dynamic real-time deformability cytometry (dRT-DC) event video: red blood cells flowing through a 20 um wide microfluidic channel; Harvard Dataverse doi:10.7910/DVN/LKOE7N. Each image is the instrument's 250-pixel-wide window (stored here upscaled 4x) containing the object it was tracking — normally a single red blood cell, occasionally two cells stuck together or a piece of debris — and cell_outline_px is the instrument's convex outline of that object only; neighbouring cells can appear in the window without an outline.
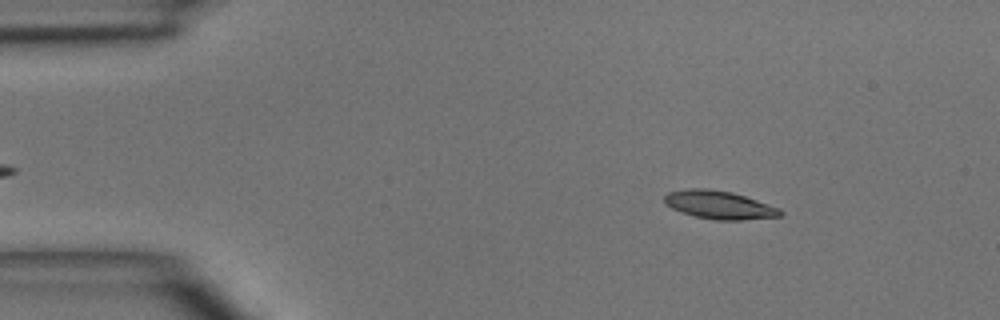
{"species": "common noctule bat (a hibernating species)", "species_latin": "Nyctalus noctula", "temperature_condition": "room temperature", "stored_images_in_passage": 3, "camera_frame_rate_fps": 3000, "um_per_image_px": 0.085, "animal": {"sex": "male", "body_mass_g": 15.6}, "frame": {"image": 1, "passage_image": 1, "time_ms": 0.0, "image_size_px": [1000, 320], "cell_outline_px": [[784, 212], [780, 216], [740, 220], [716, 220], [696, 216], [672, 208], [664, 204], [664, 196], [668, 192], [688, 188], [708, 188], [732, 192], [780, 208]], "centroid_in_image_um": [61.12, 17.4], "position_along_channel_um": 23.9, "area_um2": 18.9}}
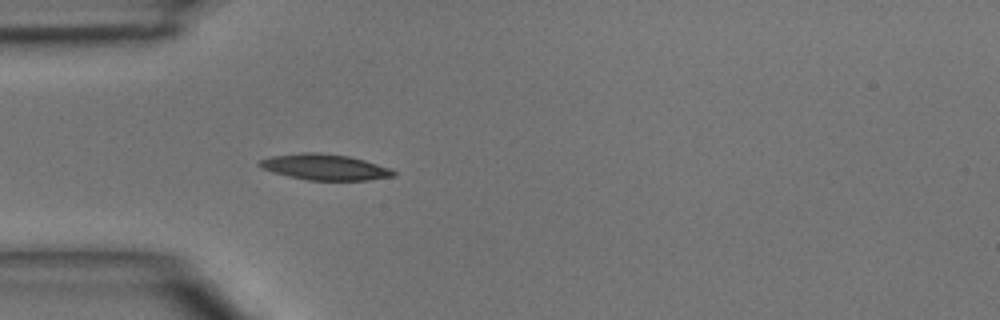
{"frame": {"image": 2, "passage_image": 3, "time_ms": 2.333, "image_size_px": [1000, 320], "cell_outline_px": [[396, 176], [368, 180], [308, 180], [288, 176], [272, 172], [260, 168], [256, 164], [260, 160], [272, 156], [304, 152], [316, 152], [348, 156], [364, 160], [388, 168], [396, 172]], "centroid_in_image_um": [27.57, 14.2], "position_along_channel_um": 57.4, "area_um2": 20.11}}